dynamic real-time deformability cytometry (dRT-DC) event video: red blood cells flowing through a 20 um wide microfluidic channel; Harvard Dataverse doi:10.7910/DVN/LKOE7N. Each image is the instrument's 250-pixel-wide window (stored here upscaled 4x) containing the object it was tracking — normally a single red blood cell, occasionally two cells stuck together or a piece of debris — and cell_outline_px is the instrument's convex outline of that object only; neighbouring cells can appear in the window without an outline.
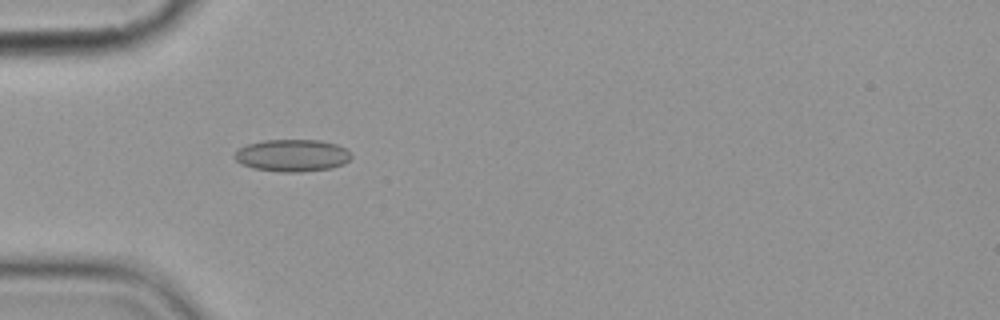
{"species": "common noctule bat (a hibernating species)", "species_latin": "Nyctalus noctula", "temperature_condition": "cold", "stored_images_in_passage": 6, "camera_frame_rate_fps": 3000, "um_per_image_px": 0.085, "animal": {"sex": "female", "body_mass_g": 19.9}, "frame": {"image": 1, "passage_image": 5, "time_ms": 4.667, "image_size_px": [1000, 320], "cell_outline_px": [[352, 156], [344, 164], [332, 168], [300, 172], [280, 172], [252, 168], [240, 164], [232, 156], [240, 148], [248, 144], [264, 140], [320, 140], [336, 144], [344, 148]], "centroid_in_image_um": [24.82, 13.22], "position_along_channel_um": 60.2, "area_um2": 21.91}}
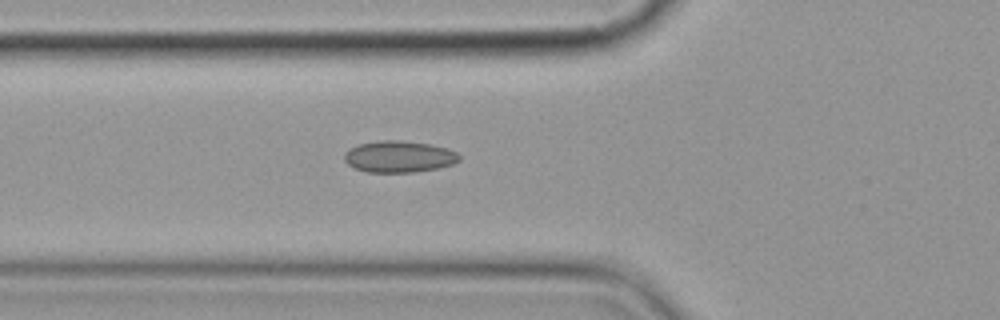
{"frame": {"image": 2, "passage_image": 6, "time_ms": 5.667, "image_size_px": [1000, 320], "cell_outline_px": [[460, 160], [452, 164], [436, 168], [412, 172], [368, 172], [356, 168], [348, 164], [344, 160], [344, 156], [352, 148], [360, 144], [380, 140], [400, 140], [428, 144], [448, 148], [456, 152], [460, 156]], "centroid_in_image_um": [33.94, 13.31], "position_along_channel_um": 91.9, "area_um2": 20.81}}